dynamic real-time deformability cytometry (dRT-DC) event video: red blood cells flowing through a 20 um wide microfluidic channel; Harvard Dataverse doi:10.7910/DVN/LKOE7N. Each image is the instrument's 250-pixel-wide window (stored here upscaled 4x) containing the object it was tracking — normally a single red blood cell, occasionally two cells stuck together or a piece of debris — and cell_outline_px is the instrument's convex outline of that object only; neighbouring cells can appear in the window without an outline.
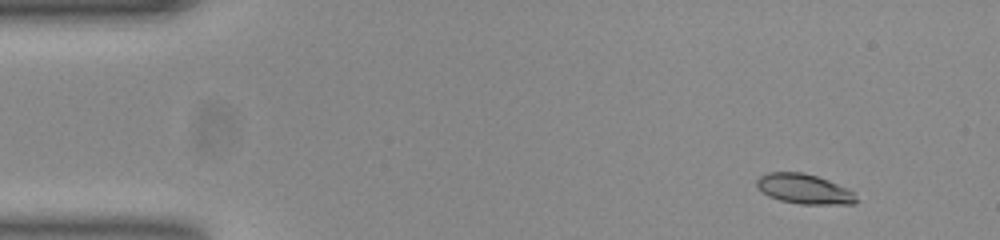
{"species": "common noctule bat (a hibernating species)", "species_latin": "Nyctalus noctula", "temperature_condition": "room temperature", "stored_images_in_passage": 53, "camera_frame_rate_fps": 3000, "um_per_image_px": 0.085, "animal": {"sex": "female", "body_mass_g": 23.0, "forearm_length_mm": 53.4}, "frame": {"image": 1, "passage_image": 5, "time_ms": 1.333, "image_size_px": [1000, 240], "cell_outline_px": [[860, 200], [852, 204], [800, 204], [780, 200], [768, 196], [756, 184], [756, 180], [760, 176], [768, 172], [804, 172], [828, 180], [848, 188]], "centroid_in_image_um": [68.38, 16.06], "position_along_channel_um": 16.6, "area_um2": 17.28}}
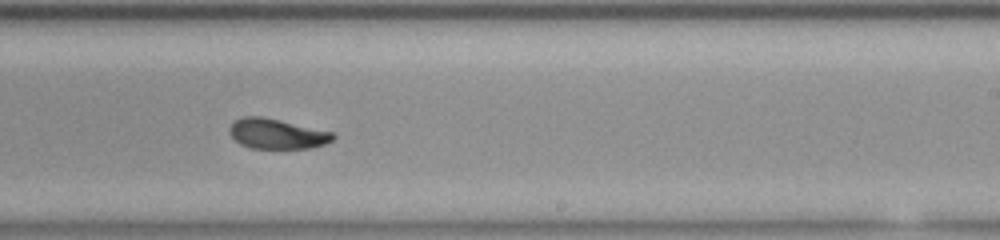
{"frame": {"image": 2, "passage_image": 32, "time_ms": 10.333, "image_size_px": [1000, 240], "cell_outline_px": [[336, 136], [332, 140], [324, 144], [312, 148], [252, 148], [240, 144], [228, 132], [228, 128], [240, 116], [260, 116], [280, 120], [332, 132]], "centroid_in_image_um": [23.51, 11.37], "position_along_channel_um": 265.5, "area_um2": 18.03}}
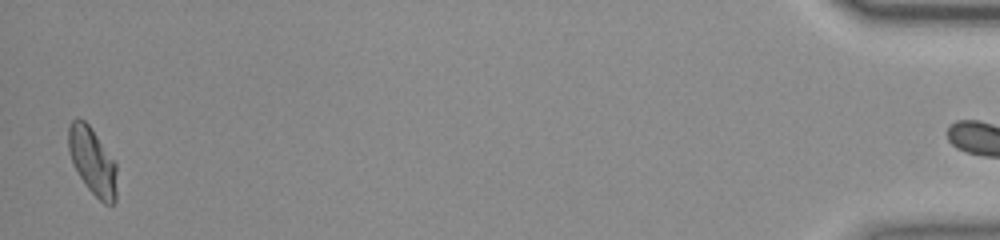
{"frame": {"image": 3, "passage_image": 52, "time_ms": 17.0, "image_size_px": [1000, 240], "cell_outline_px": [[116, 200], [112, 204], [104, 204], [88, 188], [80, 176], [72, 160], [68, 148], [68, 128], [72, 120], [76, 116], [84, 120], [92, 128], [116, 164]], "centroid_in_image_um": [7.86, 13.67], "position_along_channel_um": 427.3, "area_um2": 18.67}, "authors_computed_cell_mechanics": {"area_um2": 18.5538, "velocity_mm_per_s": 3.8695, "shape_relaxation_time_tau1_ms": 3.6544, "shape_relaxation_time_tau2_ms": 1.7222, "deformation_change_tau1": 0.1493, "deformation_change_tau2": 0.0726}}